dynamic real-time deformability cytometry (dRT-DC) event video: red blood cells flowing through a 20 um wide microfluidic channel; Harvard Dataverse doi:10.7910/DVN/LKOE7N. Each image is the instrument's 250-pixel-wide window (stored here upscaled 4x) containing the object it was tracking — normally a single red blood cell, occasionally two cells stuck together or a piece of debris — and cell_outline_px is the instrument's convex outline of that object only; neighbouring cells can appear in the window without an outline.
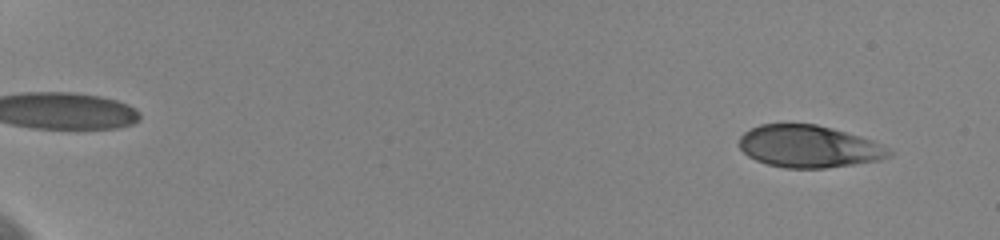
{"species": "human", "species_latin": "Homo sapiens", "temperature_condition": "cold", "stored_images_in_passage": 58, "camera_frame_rate_fps": 3000, "um_per_image_px": 0.085, "donor": {"sex": "female"}, "frame": {"image": 1, "passage_image": 4, "time_ms": 1.0, "image_size_px": [1000, 240], "cell_outline_px": [[892, 156], [880, 160], [824, 168], [784, 168], [768, 164], [756, 160], [748, 156], [740, 148], [740, 136], [744, 132], [760, 124], [816, 124], [832, 128], [860, 136], [872, 140], [892, 152]], "centroid_in_image_um": [68.74, 12.45], "position_along_channel_um": 16.3, "area_um2": 36.59}}
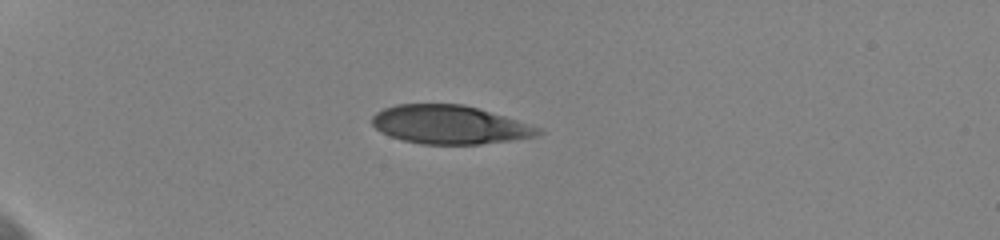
{"frame": {"image": 2, "passage_image": 17, "time_ms": 5.333, "image_size_px": [1000, 240], "cell_outline_px": [[544, 132], [536, 136], [512, 140], [480, 144], [420, 144], [404, 140], [392, 136], [376, 128], [372, 124], [372, 116], [376, 112], [384, 108], [396, 104], [464, 104], [504, 116], [540, 128]], "centroid_in_image_um": [38.21, 10.59], "position_along_channel_um": 46.8, "area_um2": 36.99}}
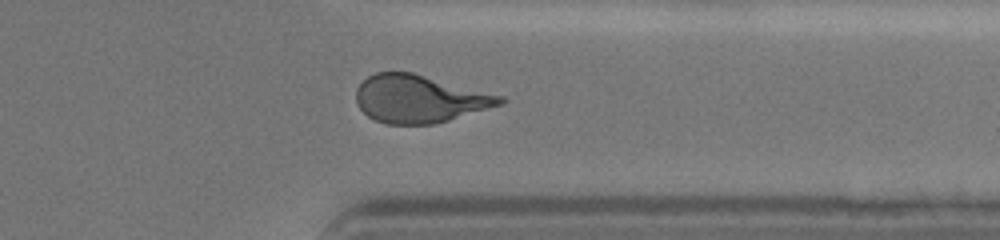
{"frame": {"image": 3, "passage_image": 48, "time_ms": 15.667, "image_size_px": [1000, 240], "cell_outline_px": [[508, 100], [504, 104], [448, 120], [432, 124], [388, 124], [376, 120], [368, 116], [356, 104], [356, 88], [368, 76], [376, 72], [412, 72], [504, 96]], "centroid_in_image_um": [35.67, 8.4], "position_along_channel_um": 375.7, "area_um2": 39.94}, "authors_computed_cell_mechanics": {"area_um2": 39.6508, "velocity_mm_per_s": 3.6322, "shape_relaxation_time_tau1_ms": 5.8272, "shape_relaxation_time_tau2_ms": null, "deformation_change_tau1": 0.1861, "deformation_change_tau2": null}}